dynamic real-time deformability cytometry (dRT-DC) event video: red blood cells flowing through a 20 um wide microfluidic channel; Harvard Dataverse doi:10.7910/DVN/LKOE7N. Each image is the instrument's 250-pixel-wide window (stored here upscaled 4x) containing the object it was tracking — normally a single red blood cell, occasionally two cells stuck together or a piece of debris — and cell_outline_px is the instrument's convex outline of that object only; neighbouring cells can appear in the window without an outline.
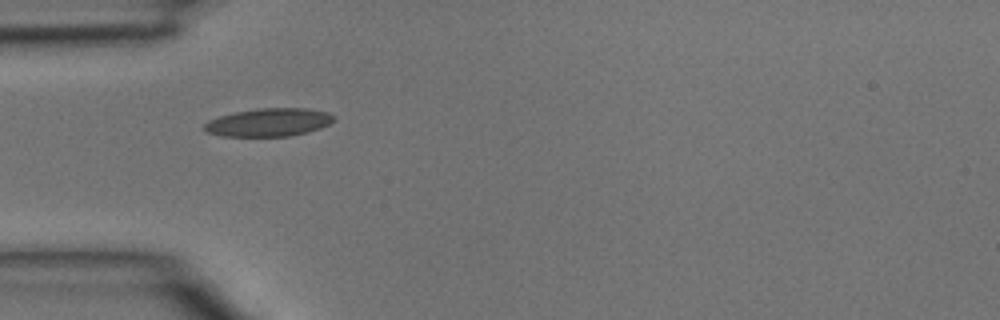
{"species": "common noctule bat (a hibernating species)", "species_latin": "Nyctalus noctula", "temperature_condition": "room temperature", "stored_images_in_passage": 2, "camera_frame_rate_fps": 3000, "um_per_image_px": 0.085, "animal": {"sex": "male", "body_mass_g": 15.6}, "frame": {"image": 1, "passage_image": 1, "time_ms": 0.0, "image_size_px": [1000, 320], "cell_outline_px": [[336, 120], [320, 128], [308, 132], [288, 136], [220, 136], [208, 132], [204, 128], [204, 124], [208, 120], [220, 116], [236, 112], [256, 108], [304, 108], [328, 112], [336, 116]], "centroid_in_image_um": [22.87, 10.39], "position_along_channel_um": 62.1, "area_um2": 21.21}}